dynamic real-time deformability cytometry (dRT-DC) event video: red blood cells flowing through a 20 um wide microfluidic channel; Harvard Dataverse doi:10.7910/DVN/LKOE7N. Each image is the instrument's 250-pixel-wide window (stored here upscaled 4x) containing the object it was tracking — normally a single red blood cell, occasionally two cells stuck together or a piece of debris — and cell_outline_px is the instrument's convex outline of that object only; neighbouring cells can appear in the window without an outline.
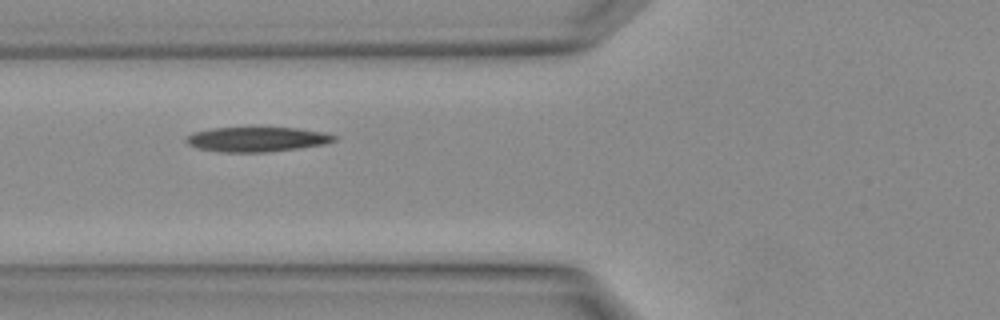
{"species": "Egyptian fruit bat (a non-hibernating species)", "species_latin": "Rousettus aegyptiacus", "temperature_condition": "warm", "stored_images_in_passage": 2, "camera_frame_rate_fps": 3000, "um_per_image_px": 0.085, "animal": {"sex": "female"}, "frame": {"image": 1, "passage_image": 2, "time_ms": 0.333, "image_size_px": [1000, 320], "cell_outline_px": [[336, 140], [324, 144], [296, 148], [264, 152], [224, 152], [200, 148], [188, 144], [184, 140], [192, 132], [212, 128], [300, 128], [324, 132], [336, 136]], "centroid_in_image_um": [21.83, 11.83], "position_along_channel_um": 104.0, "area_um2": 21.04}}